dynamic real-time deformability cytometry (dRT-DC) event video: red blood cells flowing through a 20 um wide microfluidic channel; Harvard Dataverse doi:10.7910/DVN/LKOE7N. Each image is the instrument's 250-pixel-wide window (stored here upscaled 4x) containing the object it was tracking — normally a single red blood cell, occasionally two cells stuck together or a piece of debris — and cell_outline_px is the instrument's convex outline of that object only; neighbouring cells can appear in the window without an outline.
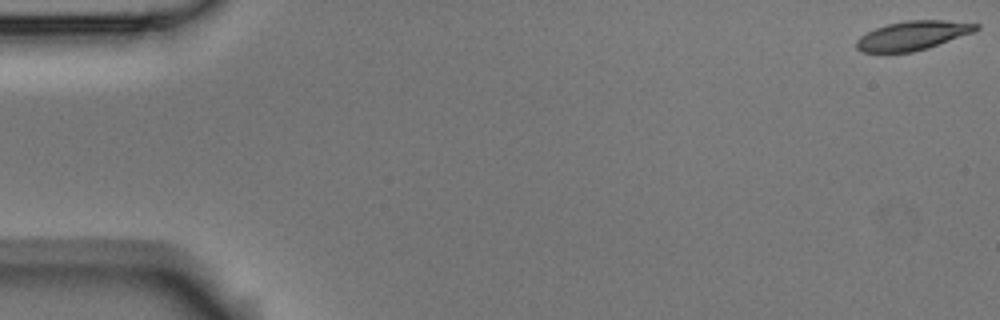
{"species": "Egyptian fruit bat (a non-hibernating species)", "species_latin": "Rousettus aegyptiacus", "temperature_condition": "room temperature", "stored_images_in_passage": 54, "camera_frame_rate_fps": 3000, "um_per_image_px": 0.085, "animal": {"sex": "male"}, "frame": {"image": 1, "passage_image": 1, "time_ms": 0.0, "image_size_px": [1000, 320], "cell_outline_px": [[980, 28], [976, 32], [928, 48], [912, 52], [860, 52], [856, 48], [856, 40], [860, 36], [876, 28], [888, 24], [908, 20], [944, 20], [980, 24]], "centroid_in_image_um": [77.62, 3.02], "position_along_channel_um": 7.4, "area_um2": 20.35}}
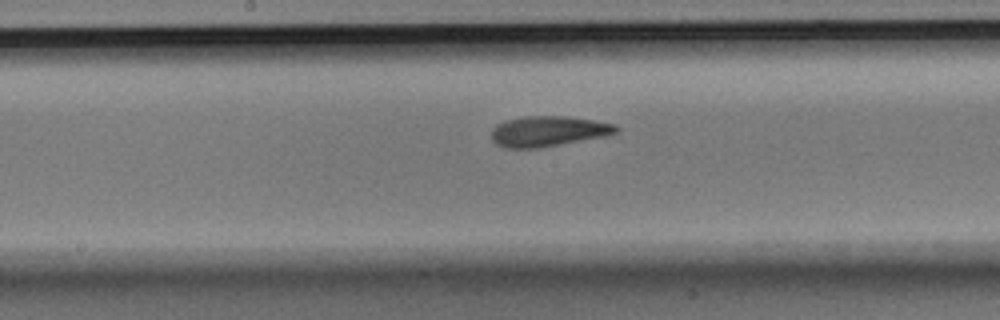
{"frame": {"image": 2, "passage_image": 28, "time_ms": 9.0, "image_size_px": [1000, 320], "cell_outline_px": [[620, 128], [616, 132], [608, 136], [540, 148], [504, 148], [496, 144], [492, 140], [492, 128], [496, 124], [504, 120], [524, 116], [564, 116], [592, 120], [616, 124]], "centroid_in_image_um": [46.59, 11.16], "position_along_channel_um": 201.6, "area_um2": 22.37}}
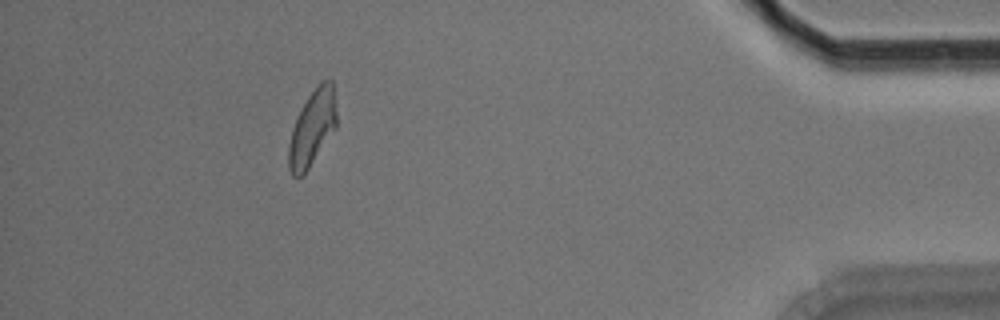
{"frame": {"image": 3, "passage_image": 49, "time_ms": 16.0, "image_size_px": [1000, 320], "cell_outline_px": [[336, 128], [308, 168], [300, 176], [292, 176], [288, 168], [288, 144], [292, 128], [308, 96], [320, 80], [332, 80], [336, 112]], "centroid_in_image_um": [26.53, 10.87], "position_along_channel_um": 408.7, "area_um2": 20.81}, "authors_computed_cell_mechanics": {"area_um2": 21.4149, "velocity_mm_per_s": 3.7326, "shape_relaxation_time_tau1_ms": 5.0317, "shape_relaxation_time_tau2_ms": 2.563, "deformation_change_tau1": 0.1716, "deformation_change_tau2": 0.1028}}